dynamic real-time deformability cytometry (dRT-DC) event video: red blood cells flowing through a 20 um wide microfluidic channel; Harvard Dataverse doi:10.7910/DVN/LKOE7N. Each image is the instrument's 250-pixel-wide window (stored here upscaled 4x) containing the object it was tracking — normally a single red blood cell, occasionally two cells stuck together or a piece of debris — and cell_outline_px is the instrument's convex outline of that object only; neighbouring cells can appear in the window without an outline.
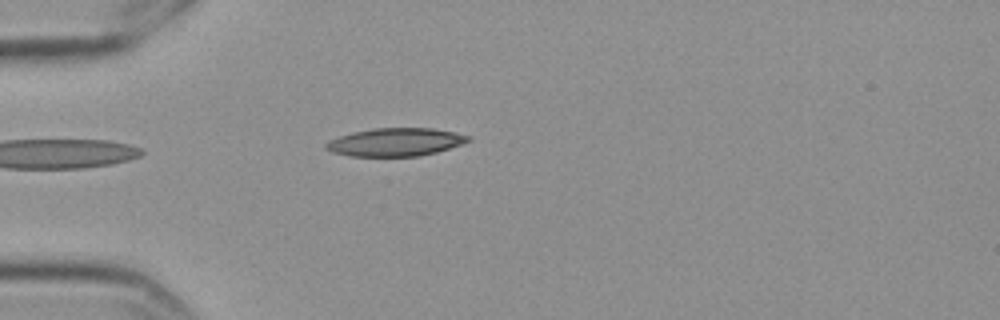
{"species": "Egyptian fruit bat (a non-hibernating species)", "species_latin": "Rousettus aegyptiacus", "temperature_condition": "cold", "stored_images_in_passage": 42, "camera_frame_rate_fps": 3000, "um_per_image_px": 0.085, "frame": {"image": 1, "passage_image": 1, "time_ms": 0.0, "image_size_px": [1000, 320], "cell_outline_px": [[472, 140], [436, 152], [420, 156], [348, 156], [332, 152], [324, 148], [324, 144], [328, 140], [352, 132], [372, 128], [432, 128], [456, 132], [472, 136]], "centroid_in_image_um": [33.6, 12.07], "position_along_channel_um": 51.4, "area_um2": 23.41}}
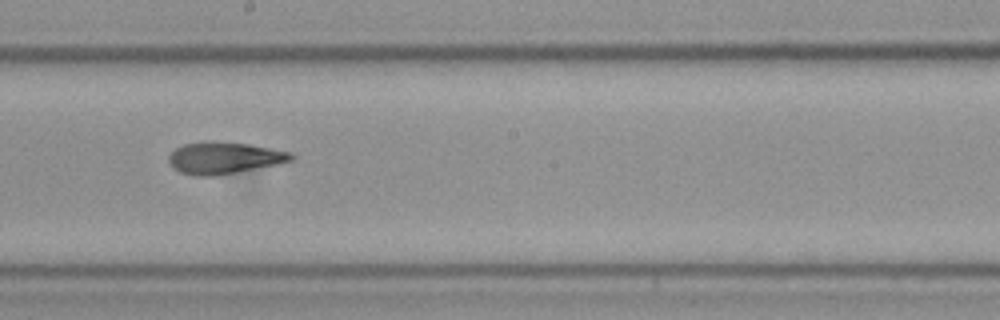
{"frame": {"image": 2, "passage_image": 17, "time_ms": 5.333, "image_size_px": [1000, 320], "cell_outline_px": [[296, 156], [292, 160], [276, 164], [216, 176], [196, 176], [180, 172], [172, 168], [168, 160], [168, 156], [176, 148], [184, 144], [208, 140], [212, 140], [248, 144], [292, 152]], "centroid_in_image_um": [19.02, 13.41], "position_along_channel_um": 229.2, "area_um2": 22.77}}
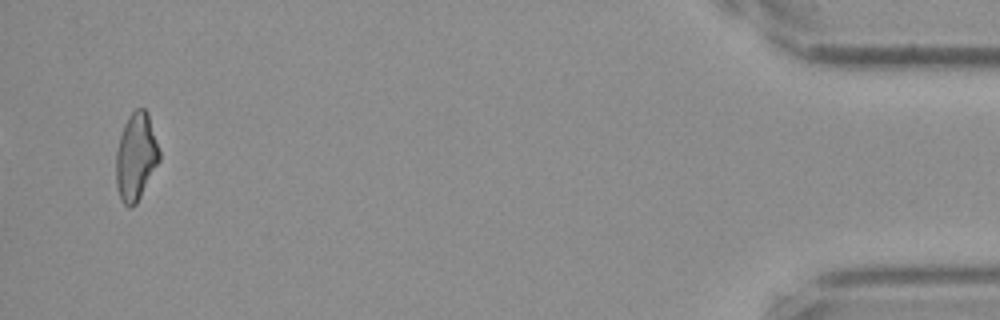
{"frame": {"image": 3, "passage_image": 40, "time_ms": 13.0, "image_size_px": [1000, 320], "cell_outline_px": [[160, 160], [136, 204], [132, 208], [128, 208], [120, 200], [116, 184], [116, 152], [120, 136], [124, 124], [128, 116], [136, 108], [144, 108], [148, 112], [160, 152]], "centroid_in_image_um": [11.55, 13.33], "position_along_channel_um": 423.7, "area_um2": 22.14}, "authors_computed_cell_mechanics": {"area_um2": 22.6865, "velocity_mm_per_s": 3.5581, "shape_relaxation_time_tau1_ms": 5.7021, "shape_relaxation_time_tau2_ms": 3.1261, "deformation_change_tau1": 0.1584, "deformation_change_tau2": 0.1113}}